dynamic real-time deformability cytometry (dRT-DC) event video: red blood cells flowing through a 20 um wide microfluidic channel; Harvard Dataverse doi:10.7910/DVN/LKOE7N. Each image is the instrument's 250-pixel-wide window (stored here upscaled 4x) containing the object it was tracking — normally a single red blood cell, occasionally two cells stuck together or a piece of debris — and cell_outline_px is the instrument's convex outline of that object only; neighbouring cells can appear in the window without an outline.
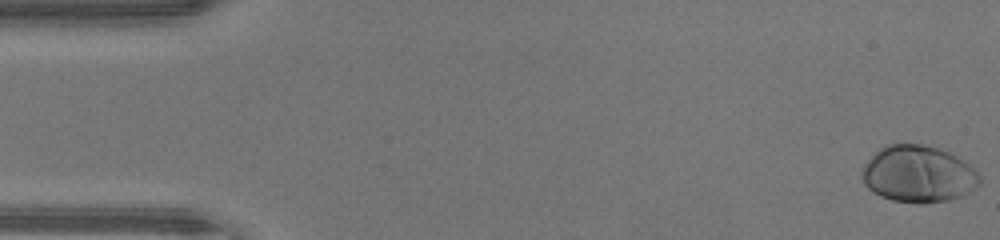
{"species": "human", "species_latin": "Homo sapiens", "temperature_condition": "warm", "stored_images_in_passage": 47, "camera_frame_rate_fps": 3000, "um_per_image_px": 0.085, "donor": {"sex": "male"}, "frame": {"image": 1, "passage_image": 1, "time_ms": 0.0, "image_size_px": [1000, 240], "cell_outline_px": [[980, 184], [960, 196], [948, 200], [920, 204], [916, 204], [892, 200], [880, 196], [872, 192], [864, 184], [864, 164], [880, 148], [888, 144], [920, 144], [936, 148], [948, 152], [956, 156], [968, 164], [980, 176]], "centroid_in_image_um": [78.04, 14.81], "position_along_channel_um": 7.0, "area_um2": 38.49}}
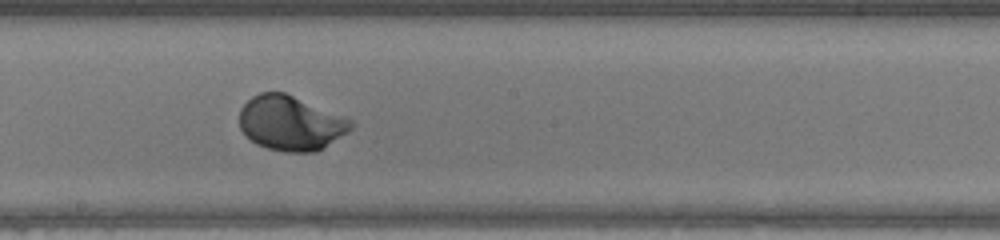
{"frame": {"image": 2, "passage_image": 26, "time_ms": 8.333, "image_size_px": [1000, 240], "cell_outline_px": [[356, 124], [348, 132], [324, 148], [316, 152], [284, 152], [268, 148], [256, 144], [240, 128], [240, 108], [252, 96], [260, 92], [284, 92], [352, 120]], "centroid_in_image_um": [24.72, 10.47], "position_along_channel_um": 223.5, "area_um2": 35.37}}
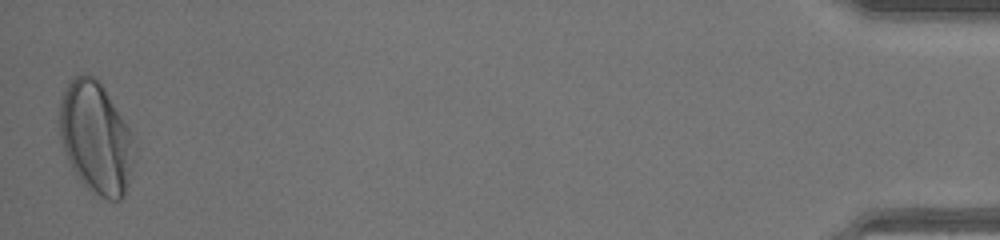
{"frame": {"image": 3, "passage_image": 47, "time_ms": 15.333, "image_size_px": [1000, 240], "cell_outline_px": [[136, 148], [132, 168], [128, 184], [124, 196], [120, 200], [108, 200], [92, 192], [76, 176], [64, 152], [60, 136], [60, 100], [68, 80], [80, 72], [84, 72], [92, 76], [104, 88], [124, 120], [132, 136]], "centroid_in_image_um": [8.14, 11.71], "position_along_channel_um": 427.1, "area_um2": 48.73}, "authors_computed_cell_mechanics": {"area_um2": 35.2002, "velocity_mm_per_s": 4.3699, "shape_relaxation_time_tau1_ms": 1.9427, "shape_relaxation_time_tau2_ms": null, "deformation_change_tau1": 0.1632, "deformation_change_tau2": null}}